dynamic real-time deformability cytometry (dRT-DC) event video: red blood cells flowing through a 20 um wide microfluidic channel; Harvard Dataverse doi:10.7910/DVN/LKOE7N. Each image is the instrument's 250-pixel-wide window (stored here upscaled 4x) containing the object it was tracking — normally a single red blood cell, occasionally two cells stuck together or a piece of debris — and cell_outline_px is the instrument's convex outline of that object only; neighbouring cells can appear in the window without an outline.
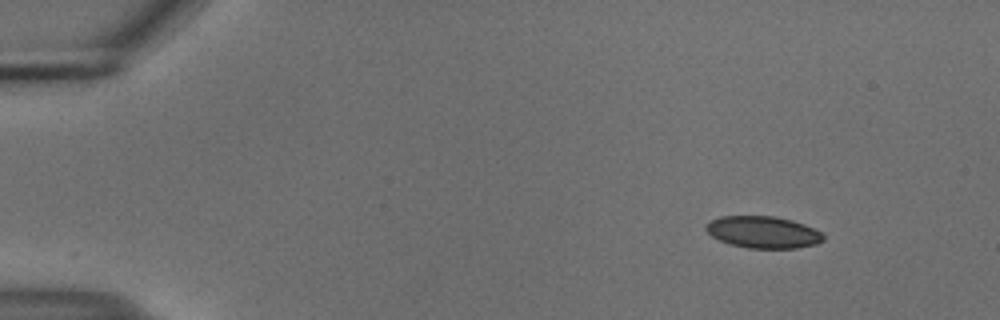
{"species": "common noctule bat (a hibernating species)", "species_latin": "Nyctalus noctula", "temperature_condition": "cold", "stored_images_in_passage": 49, "camera_frame_rate_fps": 3000, "um_per_image_px": 0.085, "animal": {"sex": "male", "body_mass_g": 18.8}, "frame": {"image": 1, "passage_image": 1, "time_ms": 0.0, "image_size_px": [1000, 320], "cell_outline_px": [[824, 240], [816, 244], [796, 248], [748, 248], [728, 244], [712, 236], [704, 228], [704, 224], [720, 216], [776, 216], [792, 220], [804, 224], [820, 232], [824, 236]], "centroid_in_image_um": [64.84, 19.73], "position_along_channel_um": 20.2, "area_um2": 21.85}}
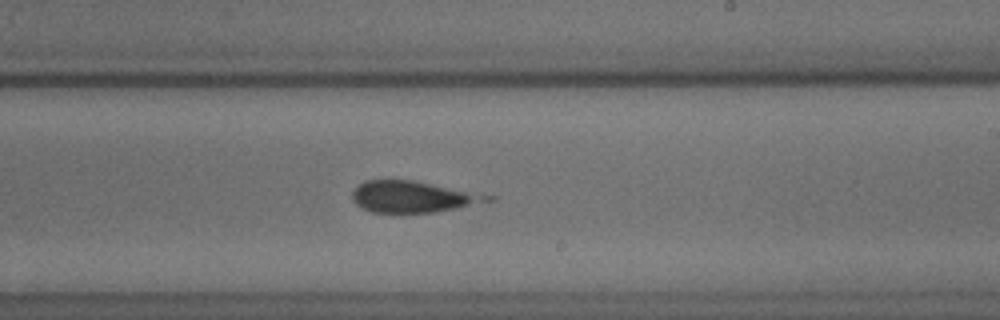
{"frame": {"image": 2, "passage_image": 28, "time_ms": 9.0, "image_size_px": [1000, 320], "cell_outline_px": [[472, 200], [464, 204], [452, 208], [436, 212], [372, 212], [360, 208], [352, 200], [352, 192], [364, 180], [412, 180], [464, 192], [472, 196]], "centroid_in_image_um": [34.54, 16.72], "position_along_channel_um": 254.5, "area_um2": 22.2}}
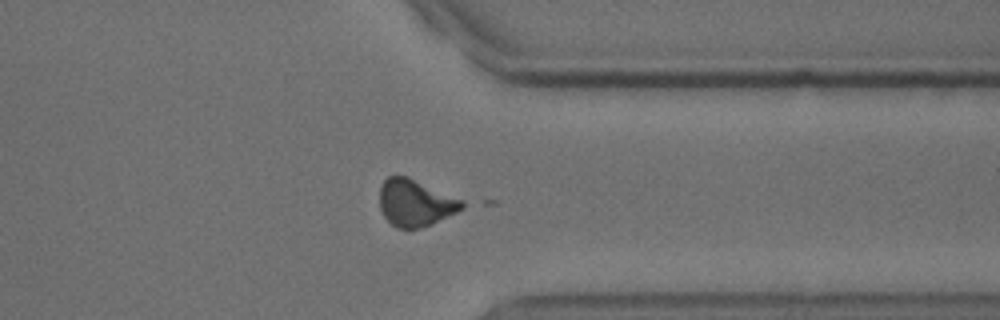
{"frame": {"image": 3, "passage_image": 38, "time_ms": 12.333, "image_size_px": [1000, 320], "cell_outline_px": [[472, 204], [432, 224], [420, 228], [396, 228], [384, 216], [380, 208], [380, 188], [384, 180], [388, 176], [408, 176], [464, 200]], "centroid_in_image_um": [35.35, 17.23], "position_along_channel_um": 376.0, "area_um2": 22.72}, "authors_computed_cell_mechanics": {"area_um2": 22.9466, "velocity_mm_per_s": 3.7169, "shape_relaxation_time_tau1_ms": null, "shape_relaxation_time_tau2_ms": 1.2321, "deformation_change_tau1": null, "deformation_change_tau2": 0.0832}}